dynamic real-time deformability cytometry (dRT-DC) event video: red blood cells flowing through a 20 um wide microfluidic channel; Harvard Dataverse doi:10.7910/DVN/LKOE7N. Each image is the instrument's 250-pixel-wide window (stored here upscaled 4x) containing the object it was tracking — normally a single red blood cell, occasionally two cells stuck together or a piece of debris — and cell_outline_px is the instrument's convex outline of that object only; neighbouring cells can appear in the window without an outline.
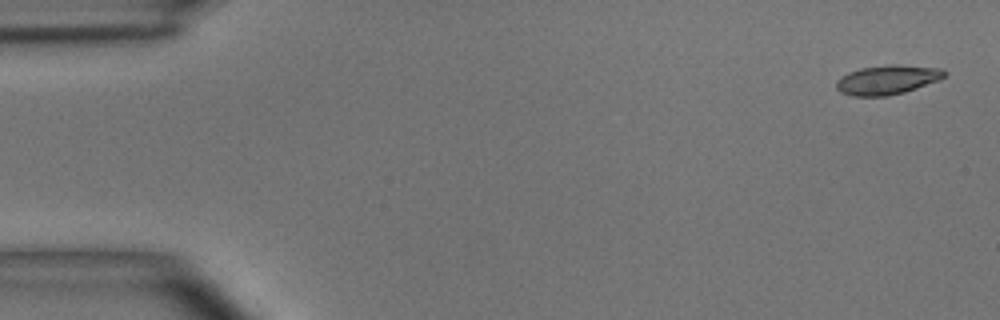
{"species": "common noctule bat (a hibernating species)", "species_latin": "Nyctalus noctula", "temperature_condition": "room temperature", "stored_images_in_passage": 3, "camera_frame_rate_fps": 3000, "um_per_image_px": 0.085, "animal": {"sex": "male", "body_mass_g": 15.6}, "frame": {"image": 1, "passage_image": 1, "time_ms": 0.0, "image_size_px": [1000, 320], "cell_outline_px": [[948, 72], [940, 80], [904, 92], [888, 96], [852, 96], [840, 92], [836, 88], [836, 80], [840, 76], [848, 72], [860, 68], [888, 64], [896, 64], [940, 68]], "centroid_in_image_um": [75.4, 6.77], "position_along_channel_um": 9.6, "area_um2": 18.67}}